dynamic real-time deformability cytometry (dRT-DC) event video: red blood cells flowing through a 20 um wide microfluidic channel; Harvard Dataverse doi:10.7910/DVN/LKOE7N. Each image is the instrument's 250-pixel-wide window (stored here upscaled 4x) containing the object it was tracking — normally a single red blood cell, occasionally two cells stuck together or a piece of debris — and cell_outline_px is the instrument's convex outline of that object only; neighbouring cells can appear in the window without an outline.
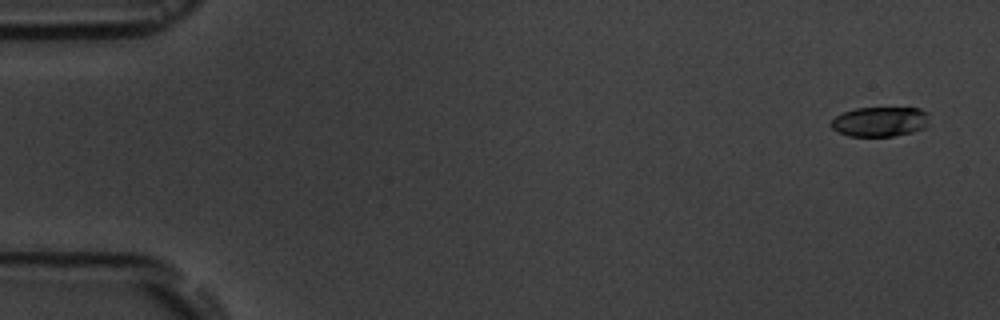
{"species": "common noctule bat (a hibernating species)", "species_latin": "Nyctalus noctula", "temperature_condition": "room temperature", "stored_images_in_passage": 4, "camera_frame_rate_fps": 3000, "um_per_image_px": 0.085, "animal": {"sex": "male", "body_mass_g": 19.5, "forearm_length_mm": 54.6}, "frame": {"image": 1, "passage_image": 1, "time_ms": 0.0, "image_size_px": [1000, 320], "cell_outline_px": [[928, 124], [924, 128], [912, 132], [892, 136], [848, 136], [832, 128], [828, 124], [836, 116], [844, 112], [856, 108], [920, 108], [928, 112]], "centroid_in_image_um": [74.8, 10.34], "position_along_channel_um": 10.2, "area_um2": 17.05}}
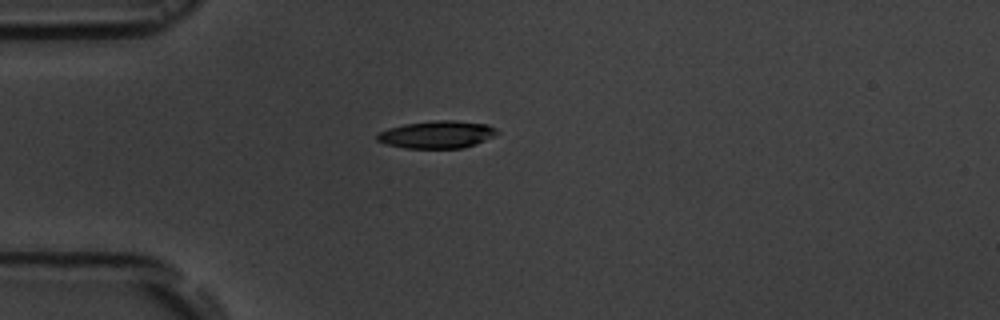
{"frame": {"image": 2, "passage_image": 4, "time_ms": 4.333, "image_size_px": [1000, 320], "cell_outline_px": [[500, 132], [496, 136], [476, 144], [464, 148], [404, 148], [384, 144], [376, 140], [376, 136], [380, 132], [388, 128], [404, 124], [432, 120], [456, 120], [488, 124], [496, 128]], "centroid_in_image_um": [37.17, 11.43], "position_along_channel_um": 47.8, "area_um2": 19.54}}